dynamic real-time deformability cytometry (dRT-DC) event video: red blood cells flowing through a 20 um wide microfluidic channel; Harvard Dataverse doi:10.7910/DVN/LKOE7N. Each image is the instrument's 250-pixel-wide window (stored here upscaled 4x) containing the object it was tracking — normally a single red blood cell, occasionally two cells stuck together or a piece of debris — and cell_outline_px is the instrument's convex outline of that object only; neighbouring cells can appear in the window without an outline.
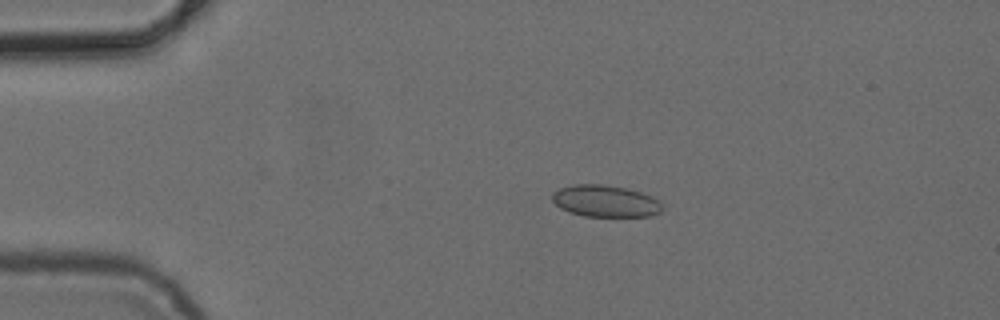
{"species": "common noctule bat (a hibernating species)", "species_latin": "Nyctalus noctula", "temperature_condition": "cold", "stored_images_in_passage": 5, "camera_frame_rate_fps": 3000, "um_per_image_px": 0.085, "animal": {"sex": "female", "body_mass_g": 24.6, "forearm_length_mm": 56.2}, "frame": {"image": 1, "passage_image": 3, "time_ms": 2.333, "image_size_px": [1000, 320], "cell_outline_px": [[660, 212], [652, 216], [584, 216], [560, 208], [552, 200], [552, 192], [560, 188], [572, 184], [604, 184], [628, 188], [652, 196], [660, 200]], "centroid_in_image_um": [51.45, 17.07], "position_along_channel_um": 33.6, "area_um2": 20.4}}
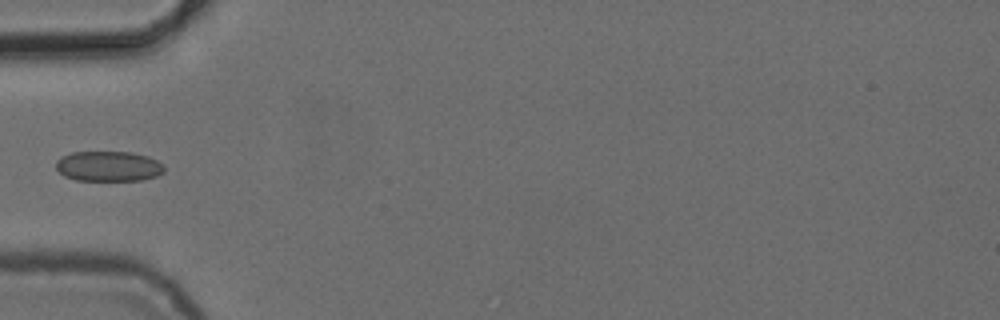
{"frame": {"image": 2, "passage_image": 5, "time_ms": 4.667, "image_size_px": [1000, 320], "cell_outline_px": [[164, 172], [156, 176], [140, 180], [76, 180], [64, 176], [56, 168], [56, 160], [60, 156], [72, 152], [132, 152], [148, 156], [164, 164]], "centroid_in_image_um": [9.21, 14.12], "position_along_channel_um": 75.8, "area_um2": 19.13}}